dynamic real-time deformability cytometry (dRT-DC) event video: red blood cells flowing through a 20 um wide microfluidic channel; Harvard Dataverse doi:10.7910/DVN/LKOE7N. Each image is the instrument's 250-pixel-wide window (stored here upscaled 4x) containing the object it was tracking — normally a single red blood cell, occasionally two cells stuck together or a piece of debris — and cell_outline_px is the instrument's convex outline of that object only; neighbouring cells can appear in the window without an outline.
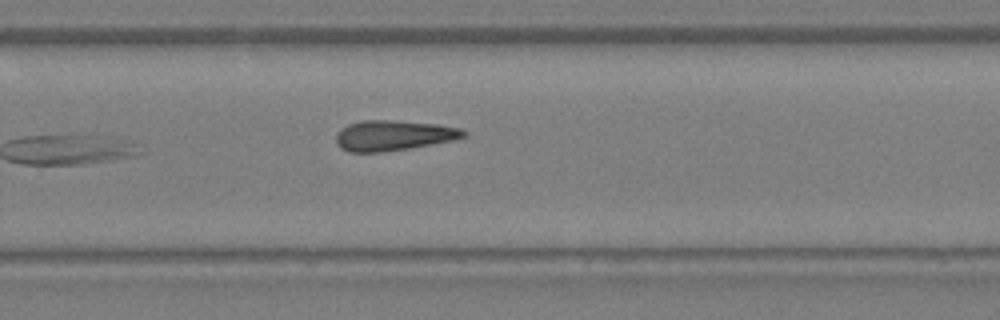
{"species": "Egyptian fruit bat (a non-hibernating species)", "species_latin": "Rousettus aegyptiacus", "temperature_condition": "warm", "stored_images_in_passage": 23, "camera_frame_rate_fps": 3000, "um_per_image_px": 0.085, "animal": {"sex": "female"}, "frame": {"image": 1, "passage_image": 23, "time_ms": 7.333, "image_size_px": [1000, 320], "cell_outline_px": [[468, 136], [456, 140], [408, 148], [380, 152], [348, 152], [340, 148], [336, 144], [336, 136], [348, 124], [364, 120], [392, 120], [436, 124], [460, 128], [468, 132]], "centroid_in_image_um": [33.48, 11.52], "position_along_channel_um": 296.3, "area_um2": 22.48}}